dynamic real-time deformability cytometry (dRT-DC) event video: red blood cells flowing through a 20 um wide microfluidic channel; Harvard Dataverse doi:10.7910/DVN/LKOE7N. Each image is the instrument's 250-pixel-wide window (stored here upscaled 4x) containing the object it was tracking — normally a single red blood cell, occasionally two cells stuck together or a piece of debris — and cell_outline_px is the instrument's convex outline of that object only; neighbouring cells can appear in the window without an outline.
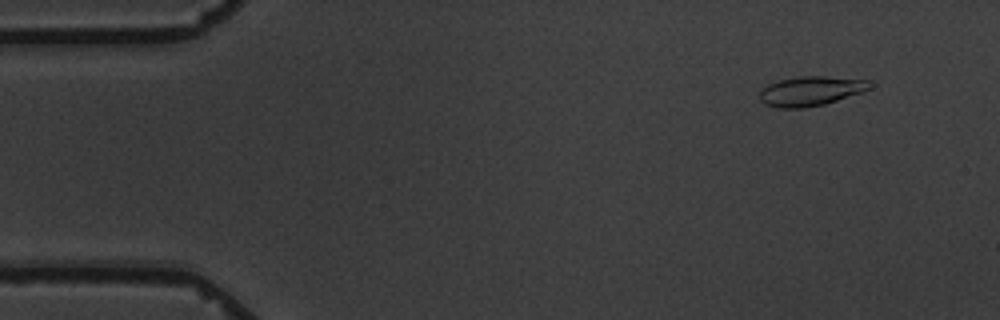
{"species": "common noctule bat (a hibernating species)", "species_latin": "Nyctalus noctula", "temperature_condition": "warm", "stored_images_in_passage": 4, "camera_frame_rate_fps": 3000, "um_per_image_px": 0.085, "animal": {"sex": "male", "body_mass_g": 19.5, "forearm_length_mm": 54.6}, "frame": {"image": 1, "passage_image": 2, "time_ms": 1.0, "image_size_px": [1000, 320], "cell_outline_px": [[872, 88], [864, 92], [824, 104], [804, 108], [776, 108], [764, 104], [760, 100], [760, 92], [768, 84], [780, 80], [796, 76], [824, 76], [868, 80], [872, 84]], "centroid_in_image_um": [68.93, 7.74], "position_along_channel_um": 16.1, "area_um2": 19.07}}